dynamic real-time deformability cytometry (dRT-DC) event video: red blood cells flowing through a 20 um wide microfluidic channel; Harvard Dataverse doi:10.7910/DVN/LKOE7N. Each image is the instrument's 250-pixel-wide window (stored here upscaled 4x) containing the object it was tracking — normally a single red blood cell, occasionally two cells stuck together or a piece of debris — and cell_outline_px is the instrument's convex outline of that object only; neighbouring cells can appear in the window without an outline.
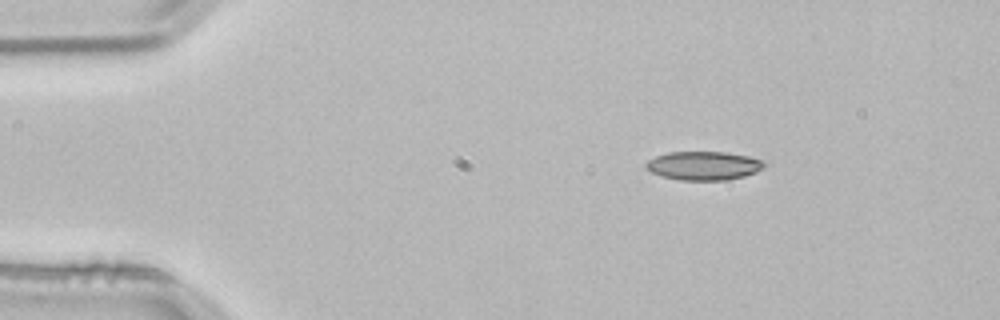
{"species": "common noctule bat (a hibernating species)", "species_latin": "Nyctalus noctula", "temperature_condition": "room temperature", "stored_images_in_passage": 46, "camera_frame_rate_fps": 3000, "um_per_image_px": 0.085, "animal": {"sex": "male", "body_mass_g": 21.5, "forearm_length_mm": 52.0}, "frame": {"image": 1, "passage_image": 1, "time_ms": 0.0, "image_size_px": [1000, 320], "cell_outline_px": [[768, 164], [764, 168], [756, 172], [744, 176], [724, 180], [680, 180], [660, 176], [644, 168], [644, 164], [648, 160], [656, 156], [668, 152], [724, 152], [748, 156], [768, 160]], "centroid_in_image_um": [59.84, 14.08], "position_along_channel_um": 25.2, "area_um2": 20.06}}
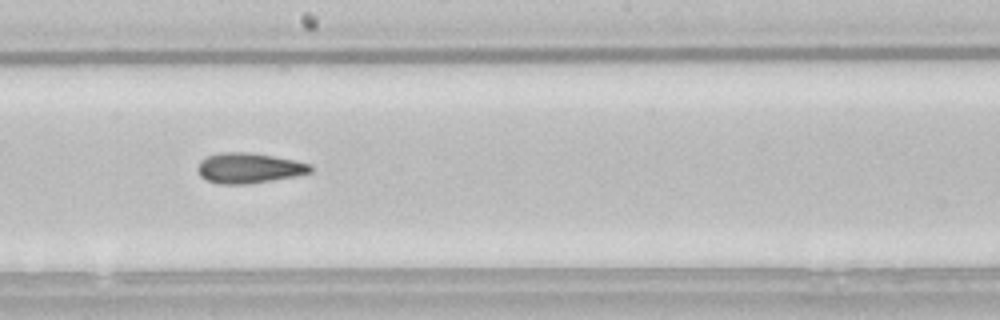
{"frame": {"image": 2, "passage_image": 22, "time_ms": 7.0, "image_size_px": [1000, 320], "cell_outline_px": [[312, 172], [272, 180], [248, 184], [220, 184], [208, 180], [200, 176], [196, 168], [200, 160], [208, 156], [220, 152], [248, 152], [296, 160], [312, 164]], "centroid_in_image_um": [21.14, 14.28], "position_along_channel_um": 227.1, "area_um2": 19.88}}
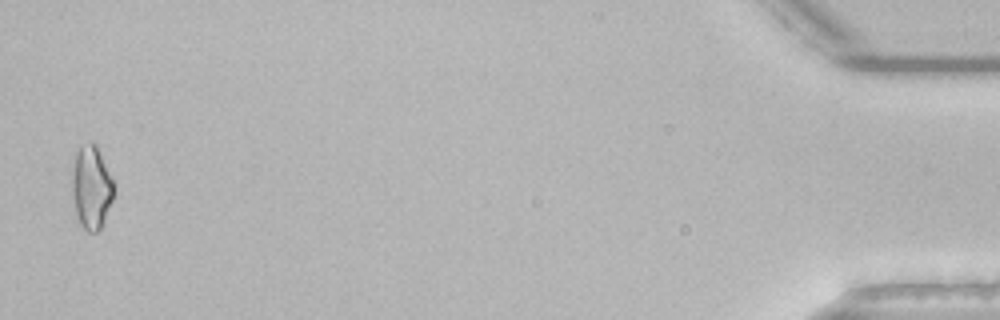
{"frame": {"image": 3, "passage_image": 45, "time_ms": 14.667, "image_size_px": [1000, 320], "cell_outline_px": [[116, 192], [100, 228], [96, 232], [88, 232], [80, 224], [76, 212], [72, 196], [72, 176], [76, 152], [80, 144], [92, 140], [96, 144], [116, 188]], "centroid_in_image_um": [7.77, 15.89], "position_along_channel_um": 427.4, "area_um2": 20.29}, "authors_computed_cell_mechanics": {"area_um2": 19.652, "velocity_mm_per_s": 3.849, "shape_relaxation_time_tau1_ms": 8.8186, "shape_relaxation_time_tau2_ms": 3.337, "deformation_change_tau1": 0.1975, "deformation_change_tau2": 0.1193}}